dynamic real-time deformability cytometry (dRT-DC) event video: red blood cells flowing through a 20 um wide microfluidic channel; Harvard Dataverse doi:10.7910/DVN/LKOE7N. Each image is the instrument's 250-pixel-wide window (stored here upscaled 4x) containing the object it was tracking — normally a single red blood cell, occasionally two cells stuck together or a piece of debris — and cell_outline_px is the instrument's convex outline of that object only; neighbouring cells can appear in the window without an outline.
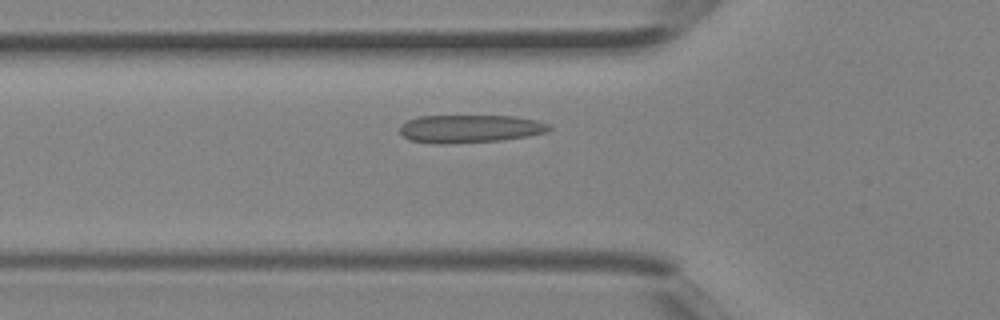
{"species": "Egyptian fruit bat (a non-hibernating species)", "species_latin": "Rousettus aegyptiacus", "temperature_condition": "room temperature", "stored_images_in_passage": 5, "camera_frame_rate_fps": 3000, "um_per_image_px": 0.085, "animal": {"sex": "female"}, "frame": {"image": 1, "passage_image": 5, "time_ms": 1.333, "image_size_px": [1000, 320], "cell_outline_px": [[552, 128], [548, 132], [528, 136], [500, 140], [444, 144], [432, 144], [412, 140], [404, 136], [400, 132], [400, 128], [408, 120], [420, 116], [516, 116], [536, 120], [548, 124]], "centroid_in_image_um": [39.98, 10.94], "position_along_channel_um": 85.8, "area_um2": 24.22}}